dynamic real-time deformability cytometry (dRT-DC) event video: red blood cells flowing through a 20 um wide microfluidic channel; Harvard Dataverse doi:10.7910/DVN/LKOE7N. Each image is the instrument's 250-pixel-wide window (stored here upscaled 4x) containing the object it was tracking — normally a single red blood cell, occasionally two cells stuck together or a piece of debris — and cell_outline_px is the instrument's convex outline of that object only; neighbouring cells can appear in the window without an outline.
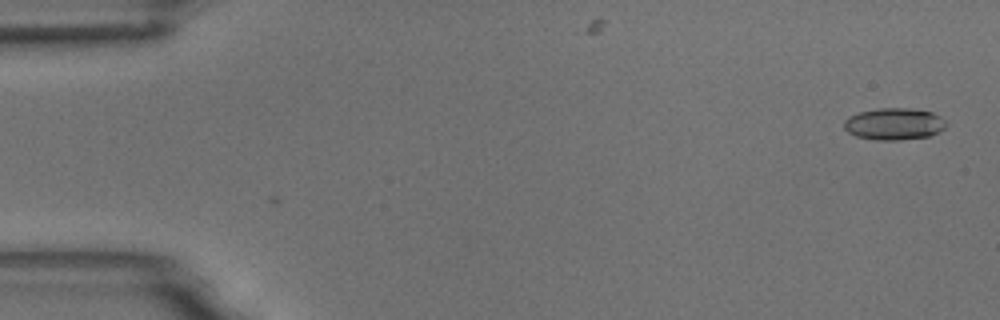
{"species": "common noctule bat (a hibernating species)", "species_latin": "Nyctalus noctula", "temperature_condition": "room temperature", "stored_images_in_passage": 5, "camera_frame_rate_fps": 3000, "um_per_image_px": 0.085, "animal": {"sex": "male", "body_mass_g": 18.8}, "frame": {"image": 1, "passage_image": 1, "time_ms": 0.0, "image_size_px": [1000, 320], "cell_outline_px": [[948, 124], [940, 132], [928, 136], [900, 140], [876, 140], [856, 136], [848, 132], [844, 128], [844, 120], [848, 116], [860, 112], [880, 108], [912, 108], [932, 112], [940, 116]], "centroid_in_image_um": [76.01, 10.53], "position_along_channel_um": 9.0, "area_um2": 19.07}}
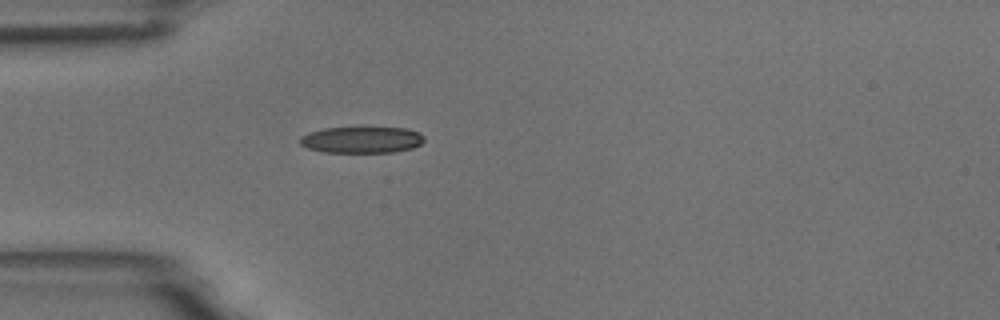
{"frame": {"image": 2, "passage_image": 5, "time_ms": 4.667, "image_size_px": [1000, 320], "cell_outline_px": [[424, 140], [420, 144], [412, 148], [392, 152], [324, 152], [308, 148], [300, 144], [300, 136], [308, 132], [324, 128], [364, 124], [408, 128], [420, 132], [424, 136]], "centroid_in_image_um": [30.76, 11.81], "position_along_channel_um": 54.2, "area_um2": 20.29}}